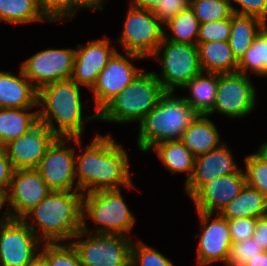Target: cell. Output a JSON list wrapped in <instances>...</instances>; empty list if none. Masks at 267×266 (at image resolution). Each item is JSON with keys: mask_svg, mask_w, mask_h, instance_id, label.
<instances>
[{"mask_svg": "<svg viewBox=\"0 0 267 266\" xmlns=\"http://www.w3.org/2000/svg\"><path fill=\"white\" fill-rule=\"evenodd\" d=\"M86 148L81 138H71L79 147L80 155L75 154V176L78 191L82 194L99 190L134 187L129 170V156L121 144L116 143L110 134H96Z\"/></svg>", "mask_w": 267, "mask_h": 266, "instance_id": "cell-1", "label": "cell"}, {"mask_svg": "<svg viewBox=\"0 0 267 266\" xmlns=\"http://www.w3.org/2000/svg\"><path fill=\"white\" fill-rule=\"evenodd\" d=\"M81 98V85L72 79L42 86L37 90L39 123L45 125L57 137L82 138L85 123L98 120V113L83 115Z\"/></svg>", "mask_w": 267, "mask_h": 266, "instance_id": "cell-2", "label": "cell"}, {"mask_svg": "<svg viewBox=\"0 0 267 266\" xmlns=\"http://www.w3.org/2000/svg\"><path fill=\"white\" fill-rule=\"evenodd\" d=\"M82 199L80 191L52 190L21 219L43 243H69L82 229Z\"/></svg>", "mask_w": 267, "mask_h": 266, "instance_id": "cell-3", "label": "cell"}, {"mask_svg": "<svg viewBox=\"0 0 267 266\" xmlns=\"http://www.w3.org/2000/svg\"><path fill=\"white\" fill-rule=\"evenodd\" d=\"M197 115L183 97L166 92L139 122V150L147 153L160 142L180 140Z\"/></svg>", "mask_w": 267, "mask_h": 266, "instance_id": "cell-4", "label": "cell"}, {"mask_svg": "<svg viewBox=\"0 0 267 266\" xmlns=\"http://www.w3.org/2000/svg\"><path fill=\"white\" fill-rule=\"evenodd\" d=\"M165 93L153 71H141L122 92L98 112V121L139 123Z\"/></svg>", "mask_w": 267, "mask_h": 266, "instance_id": "cell-5", "label": "cell"}, {"mask_svg": "<svg viewBox=\"0 0 267 266\" xmlns=\"http://www.w3.org/2000/svg\"><path fill=\"white\" fill-rule=\"evenodd\" d=\"M130 211L120 189L99 190L83 194L82 231L90 233H108L131 236L136 217ZM86 219L97 226L94 231L87 225ZM130 234V235H129Z\"/></svg>", "mask_w": 267, "mask_h": 266, "instance_id": "cell-6", "label": "cell"}, {"mask_svg": "<svg viewBox=\"0 0 267 266\" xmlns=\"http://www.w3.org/2000/svg\"><path fill=\"white\" fill-rule=\"evenodd\" d=\"M158 60L162 70L154 72L165 92L183 88L193 77L202 72L198 46L176 43L163 38L157 51L150 57Z\"/></svg>", "mask_w": 267, "mask_h": 266, "instance_id": "cell-7", "label": "cell"}, {"mask_svg": "<svg viewBox=\"0 0 267 266\" xmlns=\"http://www.w3.org/2000/svg\"><path fill=\"white\" fill-rule=\"evenodd\" d=\"M86 235L87 239L83 238ZM132 238L81 230L69 243L83 266H130Z\"/></svg>", "mask_w": 267, "mask_h": 266, "instance_id": "cell-8", "label": "cell"}, {"mask_svg": "<svg viewBox=\"0 0 267 266\" xmlns=\"http://www.w3.org/2000/svg\"><path fill=\"white\" fill-rule=\"evenodd\" d=\"M163 23L152 10L129 6L118 43L123 52L151 57L164 38Z\"/></svg>", "mask_w": 267, "mask_h": 266, "instance_id": "cell-9", "label": "cell"}, {"mask_svg": "<svg viewBox=\"0 0 267 266\" xmlns=\"http://www.w3.org/2000/svg\"><path fill=\"white\" fill-rule=\"evenodd\" d=\"M249 75L218 73L216 99L209 116L217 112L232 119L247 117L256 107V89Z\"/></svg>", "mask_w": 267, "mask_h": 266, "instance_id": "cell-10", "label": "cell"}, {"mask_svg": "<svg viewBox=\"0 0 267 266\" xmlns=\"http://www.w3.org/2000/svg\"><path fill=\"white\" fill-rule=\"evenodd\" d=\"M42 244L22 219L8 218L0 225V266H28Z\"/></svg>", "mask_w": 267, "mask_h": 266, "instance_id": "cell-11", "label": "cell"}, {"mask_svg": "<svg viewBox=\"0 0 267 266\" xmlns=\"http://www.w3.org/2000/svg\"><path fill=\"white\" fill-rule=\"evenodd\" d=\"M144 58L141 55L130 52L121 54L118 50L113 54L105 68L100 72L96 83L90 89L94 94L95 112L98 113L143 71L136 67L131 60Z\"/></svg>", "mask_w": 267, "mask_h": 266, "instance_id": "cell-12", "label": "cell"}, {"mask_svg": "<svg viewBox=\"0 0 267 266\" xmlns=\"http://www.w3.org/2000/svg\"><path fill=\"white\" fill-rule=\"evenodd\" d=\"M75 59V49L47 48L21 63L25 77L38 90L42 86L71 79Z\"/></svg>", "mask_w": 267, "mask_h": 266, "instance_id": "cell-13", "label": "cell"}, {"mask_svg": "<svg viewBox=\"0 0 267 266\" xmlns=\"http://www.w3.org/2000/svg\"><path fill=\"white\" fill-rule=\"evenodd\" d=\"M71 138L57 137L46 150L37 170L51 190L78 191L75 176L76 148L67 146Z\"/></svg>", "mask_w": 267, "mask_h": 266, "instance_id": "cell-14", "label": "cell"}, {"mask_svg": "<svg viewBox=\"0 0 267 266\" xmlns=\"http://www.w3.org/2000/svg\"><path fill=\"white\" fill-rule=\"evenodd\" d=\"M202 233L194 235L199 237L197 246V266H206L221 261L227 266L232 240L228 220L219 213H206L197 211Z\"/></svg>", "mask_w": 267, "mask_h": 266, "instance_id": "cell-15", "label": "cell"}, {"mask_svg": "<svg viewBox=\"0 0 267 266\" xmlns=\"http://www.w3.org/2000/svg\"><path fill=\"white\" fill-rule=\"evenodd\" d=\"M51 191L37 169L14 170L9 190L5 195L9 218L21 219Z\"/></svg>", "mask_w": 267, "mask_h": 266, "instance_id": "cell-16", "label": "cell"}, {"mask_svg": "<svg viewBox=\"0 0 267 266\" xmlns=\"http://www.w3.org/2000/svg\"><path fill=\"white\" fill-rule=\"evenodd\" d=\"M56 138L45 125L38 123L28 133L7 143L4 148L14 170L37 169L46 150Z\"/></svg>", "mask_w": 267, "mask_h": 266, "instance_id": "cell-17", "label": "cell"}, {"mask_svg": "<svg viewBox=\"0 0 267 266\" xmlns=\"http://www.w3.org/2000/svg\"><path fill=\"white\" fill-rule=\"evenodd\" d=\"M76 47L71 79L91 89L117 49L106 35L104 39L89 40L87 45L77 44Z\"/></svg>", "mask_w": 267, "mask_h": 266, "instance_id": "cell-18", "label": "cell"}, {"mask_svg": "<svg viewBox=\"0 0 267 266\" xmlns=\"http://www.w3.org/2000/svg\"><path fill=\"white\" fill-rule=\"evenodd\" d=\"M240 170L232 151L226 143H222L218 148L195 158L192 177L184 184L185 192L191 198L206 183Z\"/></svg>", "mask_w": 267, "mask_h": 266, "instance_id": "cell-19", "label": "cell"}, {"mask_svg": "<svg viewBox=\"0 0 267 266\" xmlns=\"http://www.w3.org/2000/svg\"><path fill=\"white\" fill-rule=\"evenodd\" d=\"M246 184L245 170L219 176L203 185L190 199L196 211L219 213Z\"/></svg>", "mask_w": 267, "mask_h": 266, "instance_id": "cell-20", "label": "cell"}, {"mask_svg": "<svg viewBox=\"0 0 267 266\" xmlns=\"http://www.w3.org/2000/svg\"><path fill=\"white\" fill-rule=\"evenodd\" d=\"M37 108V89L25 77L21 68L18 77L10 71H0V108Z\"/></svg>", "mask_w": 267, "mask_h": 266, "instance_id": "cell-21", "label": "cell"}, {"mask_svg": "<svg viewBox=\"0 0 267 266\" xmlns=\"http://www.w3.org/2000/svg\"><path fill=\"white\" fill-rule=\"evenodd\" d=\"M221 135L209 115H197L190 126L183 132L180 141L196 158L218 148Z\"/></svg>", "mask_w": 267, "mask_h": 266, "instance_id": "cell-22", "label": "cell"}, {"mask_svg": "<svg viewBox=\"0 0 267 266\" xmlns=\"http://www.w3.org/2000/svg\"><path fill=\"white\" fill-rule=\"evenodd\" d=\"M219 214L227 220L267 216V197L247 184L225 205Z\"/></svg>", "mask_w": 267, "mask_h": 266, "instance_id": "cell-23", "label": "cell"}, {"mask_svg": "<svg viewBox=\"0 0 267 266\" xmlns=\"http://www.w3.org/2000/svg\"><path fill=\"white\" fill-rule=\"evenodd\" d=\"M217 88L218 73L200 72L182 88L190 93L183 98L198 115H208L213 109Z\"/></svg>", "mask_w": 267, "mask_h": 266, "instance_id": "cell-24", "label": "cell"}, {"mask_svg": "<svg viewBox=\"0 0 267 266\" xmlns=\"http://www.w3.org/2000/svg\"><path fill=\"white\" fill-rule=\"evenodd\" d=\"M199 62L202 72H237L238 60L235 58L228 41L197 43Z\"/></svg>", "mask_w": 267, "mask_h": 266, "instance_id": "cell-25", "label": "cell"}, {"mask_svg": "<svg viewBox=\"0 0 267 266\" xmlns=\"http://www.w3.org/2000/svg\"><path fill=\"white\" fill-rule=\"evenodd\" d=\"M34 108H0V146L28 133L38 121Z\"/></svg>", "mask_w": 267, "mask_h": 266, "instance_id": "cell-26", "label": "cell"}, {"mask_svg": "<svg viewBox=\"0 0 267 266\" xmlns=\"http://www.w3.org/2000/svg\"><path fill=\"white\" fill-rule=\"evenodd\" d=\"M152 149L155 150L156 155L162 161L163 167L170 171L172 176L178 172H186L185 184L188 183L194 171L195 157L180 140L160 142Z\"/></svg>", "mask_w": 267, "mask_h": 266, "instance_id": "cell-27", "label": "cell"}, {"mask_svg": "<svg viewBox=\"0 0 267 266\" xmlns=\"http://www.w3.org/2000/svg\"><path fill=\"white\" fill-rule=\"evenodd\" d=\"M265 24L261 19L254 16L232 15L231 33L228 43L238 61L251 47L255 37Z\"/></svg>", "mask_w": 267, "mask_h": 266, "instance_id": "cell-28", "label": "cell"}, {"mask_svg": "<svg viewBox=\"0 0 267 266\" xmlns=\"http://www.w3.org/2000/svg\"><path fill=\"white\" fill-rule=\"evenodd\" d=\"M39 0H0V22L28 24L44 22Z\"/></svg>", "mask_w": 267, "mask_h": 266, "instance_id": "cell-29", "label": "cell"}, {"mask_svg": "<svg viewBox=\"0 0 267 266\" xmlns=\"http://www.w3.org/2000/svg\"><path fill=\"white\" fill-rule=\"evenodd\" d=\"M199 26L200 23L194 10L189 7L163 24V27H166L163 28L164 39L176 43L197 45ZM167 31L171 32V36Z\"/></svg>", "mask_w": 267, "mask_h": 266, "instance_id": "cell-30", "label": "cell"}, {"mask_svg": "<svg viewBox=\"0 0 267 266\" xmlns=\"http://www.w3.org/2000/svg\"><path fill=\"white\" fill-rule=\"evenodd\" d=\"M237 71L245 75L248 71L258 77H267V24L259 31L251 47L238 61Z\"/></svg>", "mask_w": 267, "mask_h": 266, "instance_id": "cell-31", "label": "cell"}, {"mask_svg": "<svg viewBox=\"0 0 267 266\" xmlns=\"http://www.w3.org/2000/svg\"><path fill=\"white\" fill-rule=\"evenodd\" d=\"M190 7L200 24L229 19L234 14L229 0H191Z\"/></svg>", "mask_w": 267, "mask_h": 266, "instance_id": "cell-32", "label": "cell"}, {"mask_svg": "<svg viewBox=\"0 0 267 266\" xmlns=\"http://www.w3.org/2000/svg\"><path fill=\"white\" fill-rule=\"evenodd\" d=\"M40 256L48 266H83L70 243H43Z\"/></svg>", "mask_w": 267, "mask_h": 266, "instance_id": "cell-33", "label": "cell"}, {"mask_svg": "<svg viewBox=\"0 0 267 266\" xmlns=\"http://www.w3.org/2000/svg\"><path fill=\"white\" fill-rule=\"evenodd\" d=\"M246 184L267 197V163L255 152L244 159Z\"/></svg>", "mask_w": 267, "mask_h": 266, "instance_id": "cell-34", "label": "cell"}, {"mask_svg": "<svg viewBox=\"0 0 267 266\" xmlns=\"http://www.w3.org/2000/svg\"><path fill=\"white\" fill-rule=\"evenodd\" d=\"M132 243L130 266H174L172 261L144 242Z\"/></svg>", "mask_w": 267, "mask_h": 266, "instance_id": "cell-35", "label": "cell"}, {"mask_svg": "<svg viewBox=\"0 0 267 266\" xmlns=\"http://www.w3.org/2000/svg\"><path fill=\"white\" fill-rule=\"evenodd\" d=\"M42 14L51 23H62L75 14V0H39Z\"/></svg>", "mask_w": 267, "mask_h": 266, "instance_id": "cell-36", "label": "cell"}, {"mask_svg": "<svg viewBox=\"0 0 267 266\" xmlns=\"http://www.w3.org/2000/svg\"><path fill=\"white\" fill-rule=\"evenodd\" d=\"M263 252L262 248L251 237L242 242L232 243L227 266H245L254 256Z\"/></svg>", "mask_w": 267, "mask_h": 266, "instance_id": "cell-37", "label": "cell"}, {"mask_svg": "<svg viewBox=\"0 0 267 266\" xmlns=\"http://www.w3.org/2000/svg\"><path fill=\"white\" fill-rule=\"evenodd\" d=\"M231 33V18L200 24L197 43L228 41Z\"/></svg>", "mask_w": 267, "mask_h": 266, "instance_id": "cell-38", "label": "cell"}, {"mask_svg": "<svg viewBox=\"0 0 267 266\" xmlns=\"http://www.w3.org/2000/svg\"><path fill=\"white\" fill-rule=\"evenodd\" d=\"M234 14L254 16L267 24V0H229ZM235 2L240 8L233 6Z\"/></svg>", "mask_w": 267, "mask_h": 266, "instance_id": "cell-39", "label": "cell"}, {"mask_svg": "<svg viewBox=\"0 0 267 266\" xmlns=\"http://www.w3.org/2000/svg\"><path fill=\"white\" fill-rule=\"evenodd\" d=\"M257 218H237L228 220L232 243L242 242L253 237Z\"/></svg>", "mask_w": 267, "mask_h": 266, "instance_id": "cell-40", "label": "cell"}, {"mask_svg": "<svg viewBox=\"0 0 267 266\" xmlns=\"http://www.w3.org/2000/svg\"><path fill=\"white\" fill-rule=\"evenodd\" d=\"M190 4L191 0H162L152 12L164 24L181 11L188 9Z\"/></svg>", "mask_w": 267, "mask_h": 266, "instance_id": "cell-41", "label": "cell"}, {"mask_svg": "<svg viewBox=\"0 0 267 266\" xmlns=\"http://www.w3.org/2000/svg\"><path fill=\"white\" fill-rule=\"evenodd\" d=\"M14 168L7 156L5 148L0 146V193L4 196L7 194Z\"/></svg>", "mask_w": 267, "mask_h": 266, "instance_id": "cell-42", "label": "cell"}, {"mask_svg": "<svg viewBox=\"0 0 267 266\" xmlns=\"http://www.w3.org/2000/svg\"><path fill=\"white\" fill-rule=\"evenodd\" d=\"M253 238L263 251H267V216L257 218Z\"/></svg>", "mask_w": 267, "mask_h": 266, "instance_id": "cell-43", "label": "cell"}, {"mask_svg": "<svg viewBox=\"0 0 267 266\" xmlns=\"http://www.w3.org/2000/svg\"><path fill=\"white\" fill-rule=\"evenodd\" d=\"M104 3V0H75V13L81 8L103 11Z\"/></svg>", "mask_w": 267, "mask_h": 266, "instance_id": "cell-44", "label": "cell"}, {"mask_svg": "<svg viewBox=\"0 0 267 266\" xmlns=\"http://www.w3.org/2000/svg\"><path fill=\"white\" fill-rule=\"evenodd\" d=\"M162 0H131V7L138 9L153 10Z\"/></svg>", "mask_w": 267, "mask_h": 266, "instance_id": "cell-45", "label": "cell"}, {"mask_svg": "<svg viewBox=\"0 0 267 266\" xmlns=\"http://www.w3.org/2000/svg\"><path fill=\"white\" fill-rule=\"evenodd\" d=\"M245 266H267V251H263L254 256Z\"/></svg>", "mask_w": 267, "mask_h": 266, "instance_id": "cell-46", "label": "cell"}, {"mask_svg": "<svg viewBox=\"0 0 267 266\" xmlns=\"http://www.w3.org/2000/svg\"><path fill=\"white\" fill-rule=\"evenodd\" d=\"M255 153L267 163V141L262 143V145L259 146L257 152Z\"/></svg>", "mask_w": 267, "mask_h": 266, "instance_id": "cell-47", "label": "cell"}, {"mask_svg": "<svg viewBox=\"0 0 267 266\" xmlns=\"http://www.w3.org/2000/svg\"><path fill=\"white\" fill-rule=\"evenodd\" d=\"M4 205H6L5 196L0 193V212L2 210V207L4 208ZM2 215L3 216L0 218V225L2 223H4L9 218L8 213L6 212V210H5L4 214H2Z\"/></svg>", "mask_w": 267, "mask_h": 266, "instance_id": "cell-48", "label": "cell"}, {"mask_svg": "<svg viewBox=\"0 0 267 266\" xmlns=\"http://www.w3.org/2000/svg\"><path fill=\"white\" fill-rule=\"evenodd\" d=\"M28 266H48V265H47L46 261L41 256H38Z\"/></svg>", "mask_w": 267, "mask_h": 266, "instance_id": "cell-49", "label": "cell"}]
</instances>
